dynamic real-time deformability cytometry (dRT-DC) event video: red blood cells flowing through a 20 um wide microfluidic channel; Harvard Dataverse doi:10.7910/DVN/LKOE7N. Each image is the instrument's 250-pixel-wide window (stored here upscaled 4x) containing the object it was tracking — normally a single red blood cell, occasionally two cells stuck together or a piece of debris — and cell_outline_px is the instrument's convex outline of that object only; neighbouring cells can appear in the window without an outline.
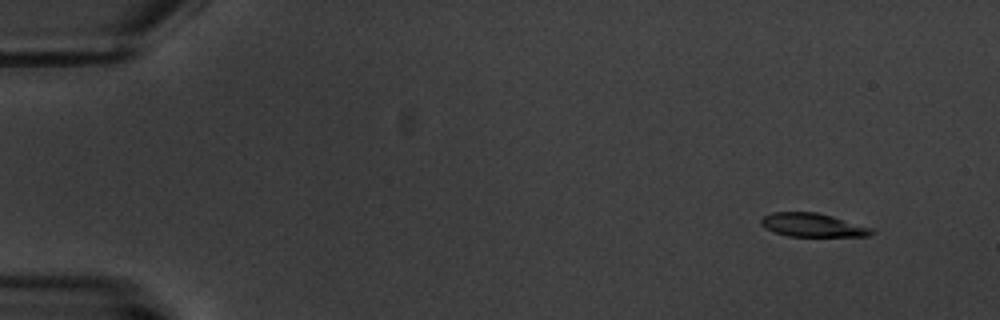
{"species": "common noctule bat (a hibernating species)", "species_latin": "Nyctalus noctula", "temperature_condition": "warm", "stored_images_in_passage": 5, "camera_frame_rate_fps": 3000, "um_per_image_px": 0.085, "animal": {"sex": "male", "body_mass_g": 20.1, "forearm_length_mm": 53.5}, "frame": {"image": 1, "passage_image": 2, "time_ms": 1.333, "image_size_px": [1000, 320], "cell_outline_px": [[876, 232], [868, 236], [788, 236], [776, 232], [760, 224], [760, 220], [764, 216], [772, 212], [816, 212], [832, 216], [872, 228]], "centroid_in_image_um": [69.09, 19.13], "position_along_channel_um": 15.9, "area_um2": 14.97}}
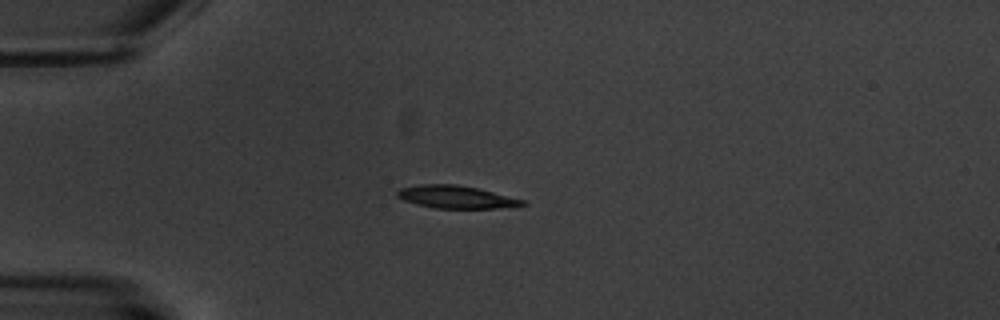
{"frame": {"image": 2, "passage_image": 5, "time_ms": 5.0, "image_size_px": [1000, 320], "cell_outline_px": [[528, 204], [496, 208], [436, 208], [416, 204], [404, 200], [396, 196], [396, 192], [400, 188], [420, 184], [456, 184], [476, 188], [524, 200]], "centroid_in_image_um": [38.71, 16.74], "position_along_channel_um": 46.3, "area_um2": 16.3}}